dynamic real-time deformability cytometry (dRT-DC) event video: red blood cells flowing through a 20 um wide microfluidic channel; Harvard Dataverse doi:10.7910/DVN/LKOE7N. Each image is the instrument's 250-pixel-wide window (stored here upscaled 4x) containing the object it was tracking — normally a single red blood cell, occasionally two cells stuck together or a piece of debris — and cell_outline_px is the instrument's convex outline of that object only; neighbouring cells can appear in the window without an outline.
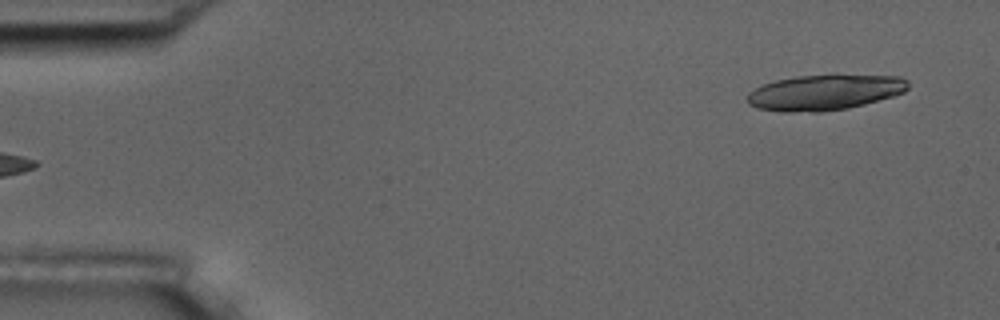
{"species": "common noctule bat (a hibernating species)", "species_latin": "Nyctalus noctula", "temperature_condition": "room temperature", "stored_images_in_passage": 2, "camera_frame_rate_fps": 3000, "um_per_image_px": 0.085, "animal": {"sex": "male", "body_mass_g": 17.5, "forearm_length_mm": 52.3}, "frame": {"image": 1, "passage_image": 2, "time_ms": 1.0, "image_size_px": [1000, 320], "cell_outline_px": [[908, 88], [904, 92], [892, 96], [864, 104], [848, 108], [820, 112], [780, 112], [756, 108], [748, 104], [748, 92], [764, 84], [776, 80], [796, 76], [900, 76], [908, 80]], "centroid_in_image_um": [70.06, 7.88], "position_along_channel_um": 14.9, "area_um2": 32.89}}